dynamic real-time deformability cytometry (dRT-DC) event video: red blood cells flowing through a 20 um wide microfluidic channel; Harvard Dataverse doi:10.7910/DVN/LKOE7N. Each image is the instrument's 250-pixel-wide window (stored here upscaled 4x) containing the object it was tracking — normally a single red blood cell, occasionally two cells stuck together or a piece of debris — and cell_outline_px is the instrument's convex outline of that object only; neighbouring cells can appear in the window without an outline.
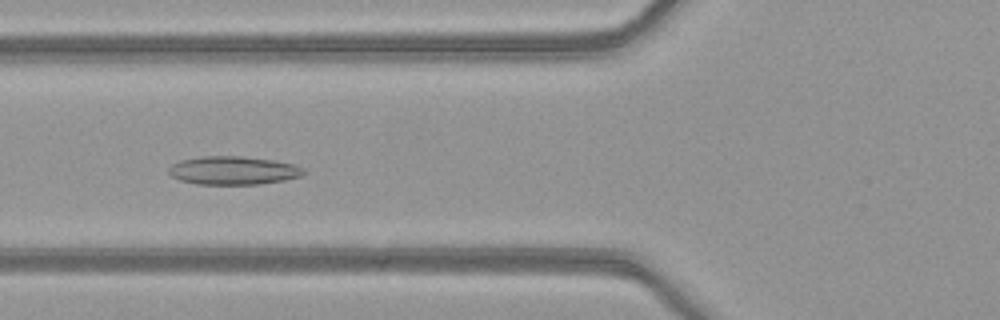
{"species": "common noctule bat (a hibernating species)", "species_latin": "Nyctalus noctula", "temperature_condition": "warm", "stored_images_in_passage": 42, "camera_frame_rate_fps": 3000, "um_per_image_px": 0.085, "animal": {"sex": "female", "body_mass_g": 21.9}, "frame": {"image": 1, "passage_image": 14, "time_ms": 4.333, "image_size_px": [1000, 320], "cell_outline_px": [[308, 172], [300, 176], [284, 180], [260, 184], [196, 184], [180, 180], [172, 176], [168, 172], [168, 168], [172, 164], [180, 160], [200, 156], [244, 156], [272, 160], [292, 164], [304, 168]], "centroid_in_image_um": [19.82, 14.48], "position_along_channel_um": 106.0, "area_um2": 22.37}}
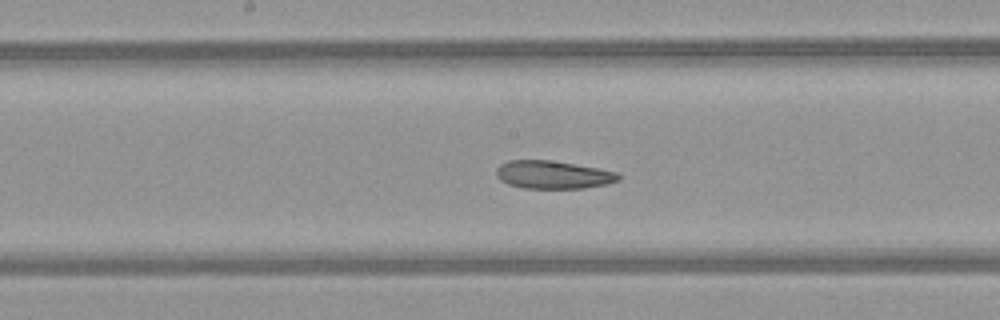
{"frame": {"image": 2, "passage_image": 21, "time_ms": 6.667, "image_size_px": [1000, 320], "cell_outline_px": [[620, 180], [608, 184], [584, 188], [524, 188], [508, 184], [500, 180], [496, 176], [496, 168], [500, 164], [508, 160], [552, 160], [596, 168], [616, 172], [620, 176]], "centroid_in_image_um": [46.98, 14.85], "position_along_channel_um": 201.2, "area_um2": 19.94}}
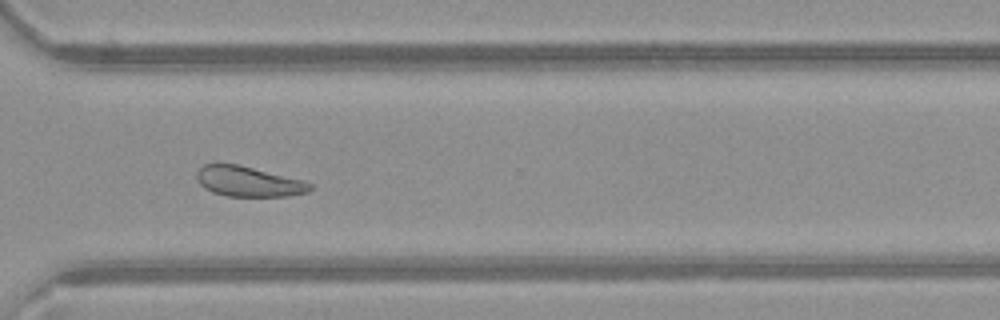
{"frame": {"image": 3, "passage_image": 32, "time_ms": 10.333, "image_size_px": [1000, 320], "cell_outline_px": [[312, 188], [308, 192], [288, 196], [228, 196], [212, 192], [204, 188], [196, 180], [196, 172], [204, 164], [236, 164], [304, 180], [312, 184]], "centroid_in_image_um": [21.11, 15.43], "position_along_channel_um": 349.5, "area_um2": 19.88}, "authors_computed_cell_mechanics": {"area_um2": 20.6057, "velocity_mm_per_s": 4.0555, "shape_relaxation_time_tau1_ms": null, "shape_relaxation_time_tau2_ms": 4.3696, "deformation_change_tau1": null, "deformation_change_tau2": 0.1113}}